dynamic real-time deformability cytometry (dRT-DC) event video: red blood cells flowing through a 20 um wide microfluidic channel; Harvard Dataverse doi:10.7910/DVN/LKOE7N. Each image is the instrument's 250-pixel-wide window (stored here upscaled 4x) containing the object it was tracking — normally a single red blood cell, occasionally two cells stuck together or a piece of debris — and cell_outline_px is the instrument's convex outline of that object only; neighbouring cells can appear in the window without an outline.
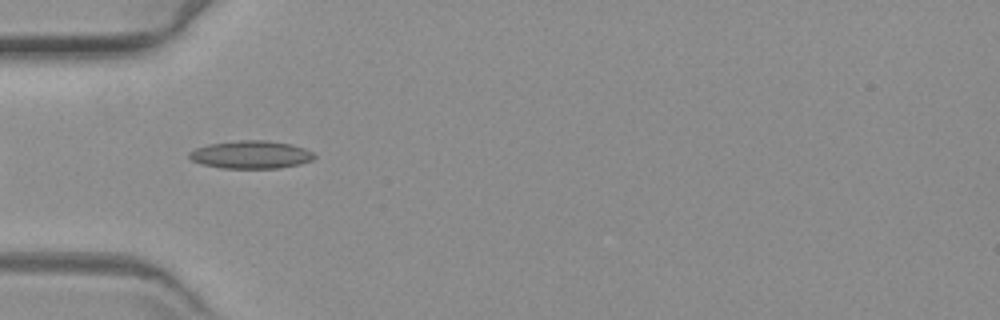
{"species": "common noctule bat (a hibernating species)", "species_latin": "Nyctalus noctula", "temperature_condition": "warm", "stored_images_in_passage": 41, "camera_frame_rate_fps": 3000, "um_per_image_px": 0.085, "animal": {"sex": "female", "body_mass_g": 19.3, "forearm_length_mm": 54.1}, "frame": {"image": 1, "passage_image": 3, "time_ms": 0.667, "image_size_px": [1000, 320], "cell_outline_px": [[316, 156], [312, 160], [300, 164], [276, 168], [220, 168], [204, 164], [192, 160], [188, 156], [188, 152], [196, 148], [208, 144], [240, 140], [264, 140], [292, 144], [304, 148], [312, 152]], "centroid_in_image_um": [21.33, 13.14], "position_along_channel_um": 63.7, "area_um2": 20.23}}
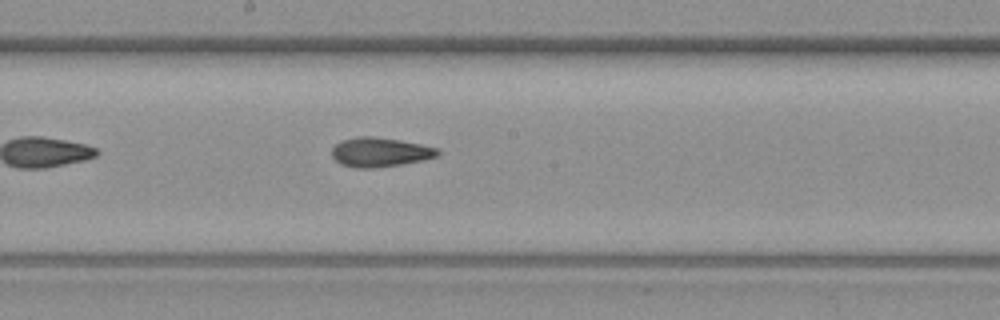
{"frame": {"image": 2, "passage_image": 16, "time_ms": 5.0, "image_size_px": [1000, 320], "cell_outline_px": [[440, 152], [436, 156], [424, 160], [400, 164], [372, 168], [356, 168], [340, 164], [332, 156], [332, 148], [340, 140], [356, 136], [372, 136], [400, 140], [440, 148]], "centroid_in_image_um": [32.28, 12.92], "position_along_channel_um": 215.9, "area_um2": 18.15}}
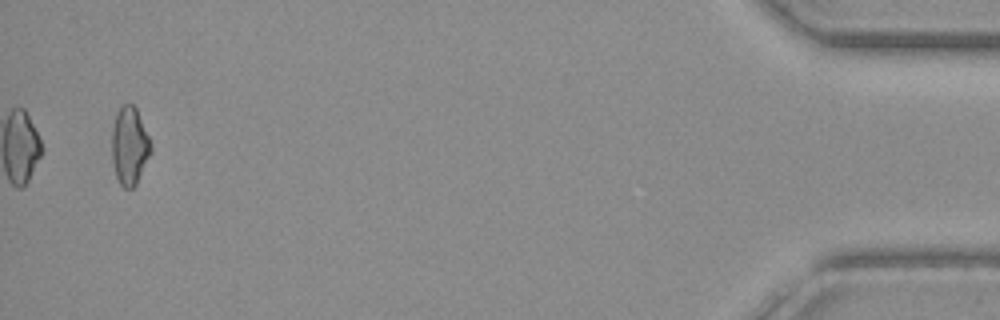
{"frame": {"image": 3, "passage_image": 41, "time_ms": 13.333, "image_size_px": [1000, 320], "cell_outline_px": [[152, 152], [136, 184], [132, 188], [124, 188], [120, 184], [116, 176], [112, 160], [112, 128], [116, 116], [120, 108], [124, 104], [132, 104], [136, 108], [152, 144]], "centroid_in_image_um": [11.02, 12.42], "position_along_channel_um": 424.2, "area_um2": 17.63}}